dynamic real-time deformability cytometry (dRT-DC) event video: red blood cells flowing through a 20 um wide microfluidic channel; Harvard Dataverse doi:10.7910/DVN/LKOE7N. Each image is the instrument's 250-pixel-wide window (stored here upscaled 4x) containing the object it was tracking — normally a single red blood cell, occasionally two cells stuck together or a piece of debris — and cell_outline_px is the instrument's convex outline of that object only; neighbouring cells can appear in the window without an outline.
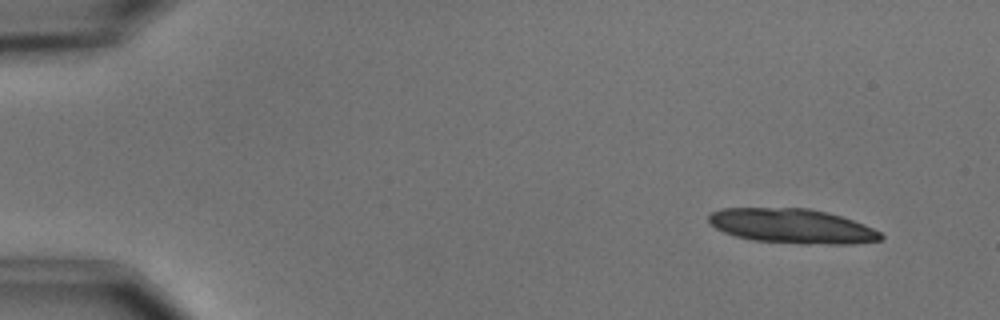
{"species": "common noctule bat (a hibernating species)", "species_latin": "Nyctalus noctula", "temperature_condition": "cold", "stored_images_in_passage": 13, "camera_frame_rate_fps": 3000, "um_per_image_px": 0.085, "animal": {"sex": "male", "body_mass_g": 15.6}, "frame": {"image": 1, "passage_image": 1, "time_ms": 0.0, "image_size_px": [1000, 320], "cell_outline_px": [[884, 236], [880, 240], [852, 244], [800, 244], [752, 240], [736, 236], [724, 232], [716, 228], [708, 220], [708, 216], [712, 212], [720, 208], [808, 208], [828, 212], [864, 224], [880, 232]], "centroid_in_image_um": [67.33, 19.22], "position_along_channel_um": 17.7, "area_um2": 34.74}}
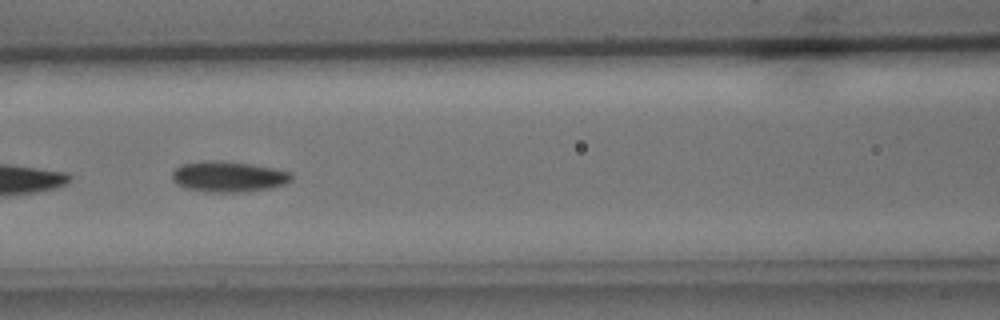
{"frame": {"image": 2, "passage_image": 6, "time_ms": 6.667, "image_size_px": [1000, 320], "cell_outline_px": [[292, 180], [284, 184], [268, 188], [240, 192], [204, 192], [188, 188], [172, 180], [172, 172], [180, 164], [204, 160], [224, 160], [272, 168], [292, 172]], "centroid_in_image_um": [19.4, 15.0], "position_along_channel_um": 147.2, "area_um2": 21.27}}
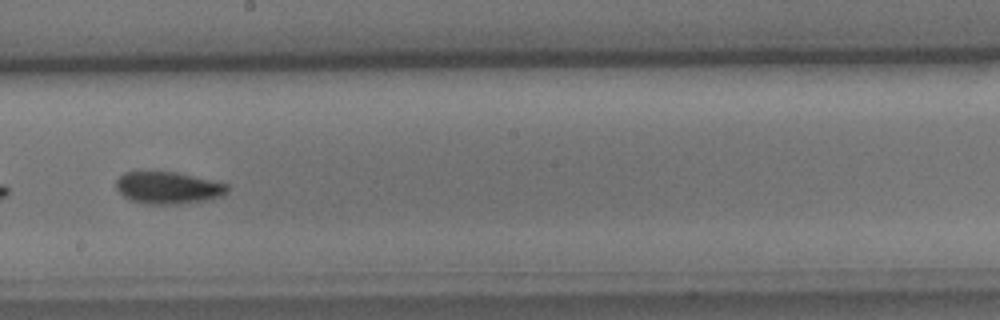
{"frame": {"image": 3, "passage_image": 8, "time_ms": 9.0, "image_size_px": [1000, 320], "cell_outline_px": [[228, 192], [220, 196], [208, 200], [180, 204], [144, 204], [128, 200], [116, 188], [116, 180], [124, 172], [176, 172], [228, 184]], "centroid_in_image_um": [14.27, 15.97], "position_along_channel_um": 233.9, "area_um2": 20.81}, "authors_computed_cell_mechanics": {"area_um2": 20.808, "velocity_mm_per_s": 3.7343, "shape_relaxation_time_tau1_ms": 1.9303, "shape_relaxation_time_tau2_ms": null, "deformation_change_tau1": 0.0873, "deformation_change_tau2": null}}